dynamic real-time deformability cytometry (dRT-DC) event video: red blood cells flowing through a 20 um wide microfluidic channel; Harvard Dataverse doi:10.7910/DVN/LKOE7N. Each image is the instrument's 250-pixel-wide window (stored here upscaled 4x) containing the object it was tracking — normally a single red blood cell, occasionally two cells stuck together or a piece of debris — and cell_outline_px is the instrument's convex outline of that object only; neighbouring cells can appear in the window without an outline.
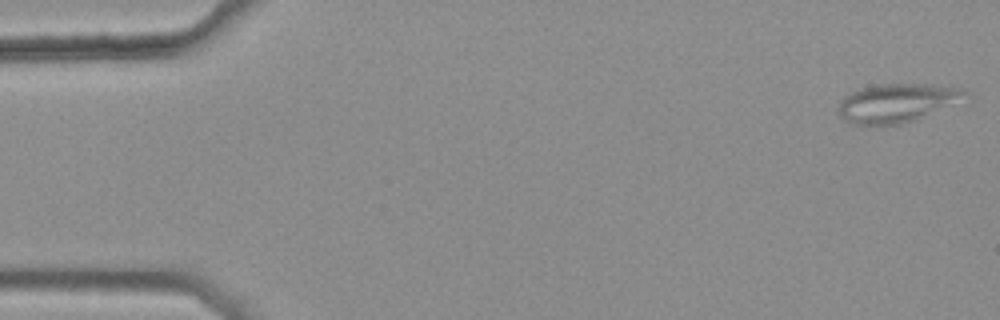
{"species": "common noctule bat (a hibernating species)", "species_latin": "Nyctalus noctula", "temperature_condition": "warm", "stored_images_in_passage": 47, "camera_frame_rate_fps": 3000, "um_per_image_px": 0.085, "animal": {"sex": "female", "body_mass_g": 25.1}, "frame": {"image": 1, "passage_image": 1, "time_ms": 0.0, "image_size_px": [1000, 320], "cell_outline_px": [[968, 92], [916, 120], [900, 124], [852, 124], [844, 120], [840, 116], [840, 100], [844, 96], [860, 88], [880, 84], [932, 84], [956, 88]], "centroid_in_image_um": [76.07, 8.74], "position_along_channel_um": 8.9, "area_um2": 27.22}}
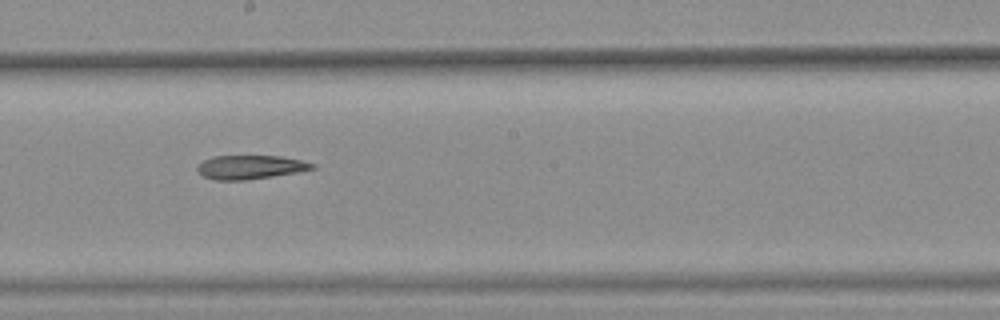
{"frame": {"image": 2, "passage_image": 29, "time_ms": 9.333, "image_size_px": [1000, 320], "cell_outline_px": [[316, 168], [296, 172], [272, 176], [244, 180], [216, 180], [204, 176], [196, 168], [204, 160], [212, 156], [280, 156], [300, 160], [316, 164]], "centroid_in_image_um": [21.29, 14.2], "position_along_channel_um": 226.9, "area_um2": 15.72}}
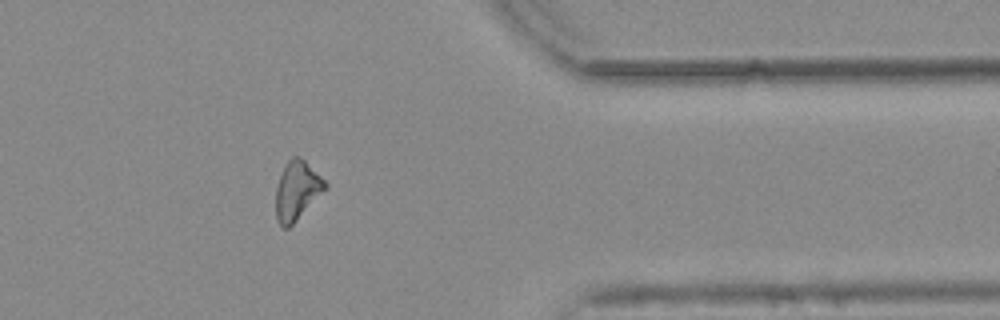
{"frame": {"image": 3, "passage_image": 43, "time_ms": 14.0, "image_size_px": [1000, 320], "cell_outline_px": [[328, 188], [288, 228], [284, 228], [276, 220], [276, 188], [284, 164], [292, 156], [300, 156], [328, 184]], "centroid_in_image_um": [25.24, 16.18], "position_along_channel_um": 386.2, "area_um2": 16.82}}